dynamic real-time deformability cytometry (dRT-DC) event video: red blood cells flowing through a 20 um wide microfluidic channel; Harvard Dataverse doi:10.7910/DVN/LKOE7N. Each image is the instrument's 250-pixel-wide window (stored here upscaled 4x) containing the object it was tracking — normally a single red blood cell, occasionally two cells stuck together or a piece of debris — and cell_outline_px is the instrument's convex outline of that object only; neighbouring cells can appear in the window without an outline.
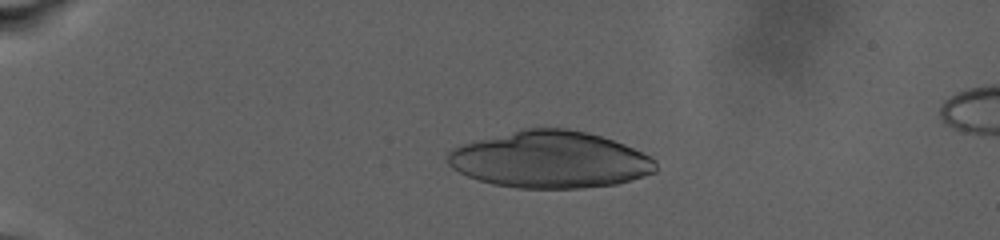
{"species": "human", "species_latin": "Homo sapiens", "temperature_condition": "warm", "stored_images_in_passage": 46, "camera_frame_rate_fps": 3000, "um_per_image_px": 0.085, "donor": {"sex": "male"}, "frame": {"image": 1, "passage_image": 11, "time_ms": 5.667, "image_size_px": [1000, 240], "cell_outline_px": [[656, 172], [632, 180], [616, 184], [584, 188], [516, 188], [492, 184], [468, 176], [452, 168], [448, 164], [448, 152], [452, 148], [476, 140], [520, 128], [568, 128], [588, 132], [624, 144], [656, 160]], "centroid_in_image_um": [46.75, 13.57], "position_along_channel_um": 38.3, "area_um2": 68.96}}